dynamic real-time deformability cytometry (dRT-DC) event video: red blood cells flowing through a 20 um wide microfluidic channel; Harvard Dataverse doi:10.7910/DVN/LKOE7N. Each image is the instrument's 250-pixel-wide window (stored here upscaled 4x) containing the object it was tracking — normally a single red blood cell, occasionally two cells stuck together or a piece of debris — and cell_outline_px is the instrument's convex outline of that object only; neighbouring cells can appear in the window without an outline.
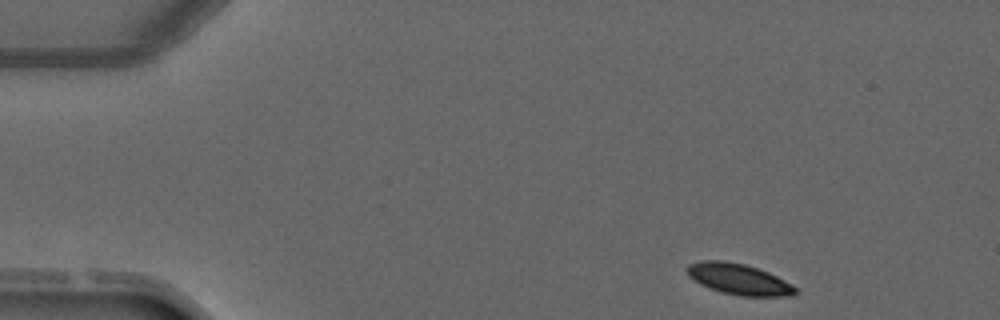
{"species": "common noctule bat (a hibernating species)", "species_latin": "Nyctalus noctula", "temperature_condition": "warm", "stored_images_in_passage": 3, "camera_frame_rate_fps": 3000, "um_per_image_px": 0.085, "animal": {"sex": "male", "forearm_length_mm": 52.5}, "frame": {"image": 1, "passage_image": 3, "time_ms": 3.0, "image_size_px": [1000, 320], "cell_outline_px": [[796, 292], [792, 296], [740, 296], [720, 292], [708, 288], [700, 284], [688, 276], [688, 264], [704, 260], [724, 260], [744, 264], [768, 272], [792, 284], [796, 288]], "centroid_in_image_um": [62.78, 23.73], "position_along_channel_um": 22.2, "area_um2": 19.48}}